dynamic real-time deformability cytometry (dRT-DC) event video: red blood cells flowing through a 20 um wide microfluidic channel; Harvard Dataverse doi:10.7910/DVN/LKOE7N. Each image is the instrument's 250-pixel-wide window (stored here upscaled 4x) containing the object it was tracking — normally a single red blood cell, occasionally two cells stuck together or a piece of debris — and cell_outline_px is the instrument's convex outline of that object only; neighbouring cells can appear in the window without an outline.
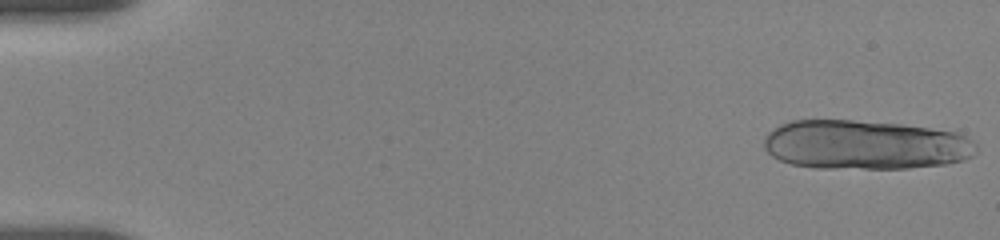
{"species": "human", "species_latin": "Homo sapiens", "temperature_condition": "room temperature", "stored_images_in_passage": 19, "camera_frame_rate_fps": 3000, "um_per_image_px": 0.085, "donor": {"sex": "female"}, "frame": {"image": 1, "passage_image": 1, "time_ms": 0.0, "image_size_px": [1000, 240], "cell_outline_px": [[976, 152], [972, 156], [964, 160], [948, 164], [908, 168], [816, 168], [792, 164], [780, 160], [772, 156], [764, 148], [764, 136], [768, 132], [780, 124], [792, 120], [852, 120], [900, 124], [956, 132], [972, 140], [976, 144]], "centroid_in_image_um": [73.52, 12.31], "position_along_channel_um": 11.5, "area_um2": 61.21}}
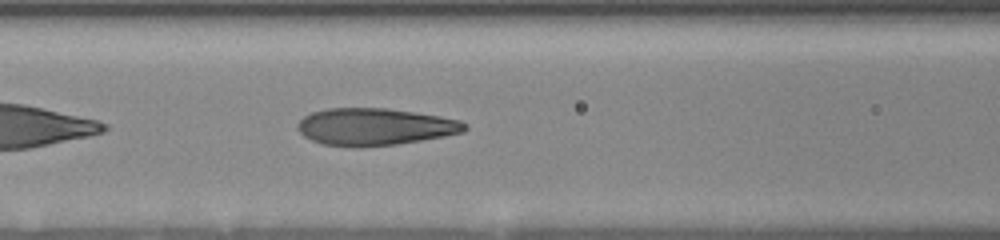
{"frame": {"image": 2, "passage_image": 12, "time_ms": 7.667, "image_size_px": [1000, 240], "cell_outline_px": [[468, 128], [464, 132], [444, 136], [396, 144], [360, 148], [352, 148], [324, 144], [312, 140], [304, 136], [296, 128], [296, 124], [304, 116], [312, 112], [328, 108], [388, 108], [416, 112], [440, 116], [460, 120]], "centroid_in_image_um": [31.83, 10.78], "position_along_channel_um": 134.8, "area_um2": 36.36}}
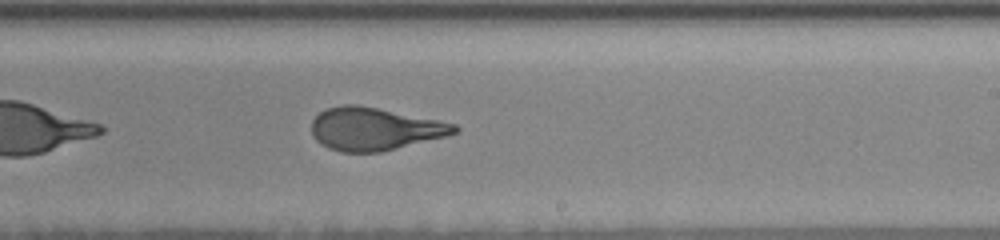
{"frame": {"image": 3, "passage_image": 19, "time_ms": 11.0, "image_size_px": [1000, 240], "cell_outline_px": [[460, 128], [456, 132], [448, 136], [380, 152], [340, 152], [328, 148], [320, 144], [312, 136], [312, 120], [320, 112], [328, 108], [344, 104], [356, 104], [456, 124]], "centroid_in_image_um": [31.81, 10.97], "position_along_channel_um": 257.2, "area_um2": 35.37}}